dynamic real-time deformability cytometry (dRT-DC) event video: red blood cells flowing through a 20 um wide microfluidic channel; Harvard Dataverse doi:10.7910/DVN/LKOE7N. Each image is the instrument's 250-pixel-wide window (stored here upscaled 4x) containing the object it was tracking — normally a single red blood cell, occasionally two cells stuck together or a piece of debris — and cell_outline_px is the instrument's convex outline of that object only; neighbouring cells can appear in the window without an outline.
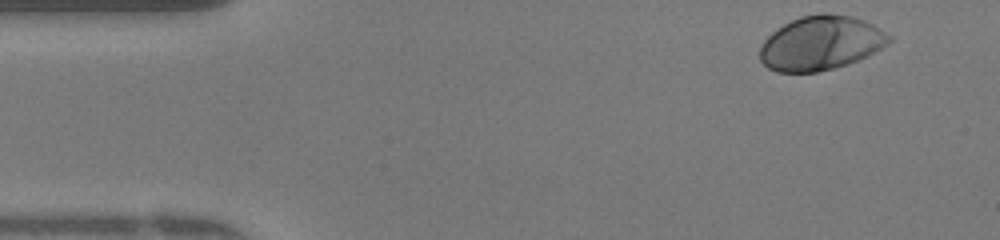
{"species": "human", "species_latin": "Homo sapiens", "temperature_condition": "warm", "stored_images_in_passage": 45, "camera_frame_rate_fps": 3000, "um_per_image_px": 0.085, "donor": {"sex": "female"}, "frame": {"image": 1, "passage_image": 1, "time_ms": 0.0, "image_size_px": [1000, 240], "cell_outline_px": [[892, 40], [888, 44], [868, 56], [848, 64], [816, 72], [776, 72], [768, 68], [760, 60], [760, 48], [764, 40], [772, 32], [784, 24], [800, 16], [820, 12], [828, 12], [852, 16], [864, 20], [872, 24], [892, 36]], "centroid_in_image_um": [69.78, 3.65], "position_along_channel_um": 15.2, "area_um2": 40.98}}
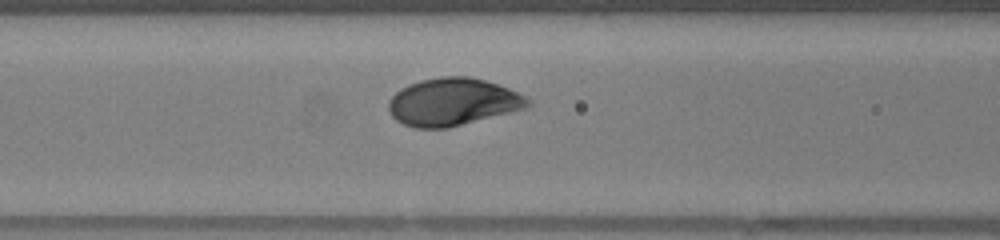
{"frame": {"image": 2, "passage_image": 16, "time_ms": 5.0, "image_size_px": [1000, 240], "cell_outline_px": [[532, 104], [528, 108], [448, 128], [416, 128], [404, 124], [396, 120], [388, 112], [388, 100], [400, 88], [408, 84], [420, 80], [440, 76], [468, 76], [484, 80], [508, 88], [532, 100]], "centroid_in_image_um": [38.48, 8.67], "position_along_channel_um": 128.1, "area_um2": 38.78}}
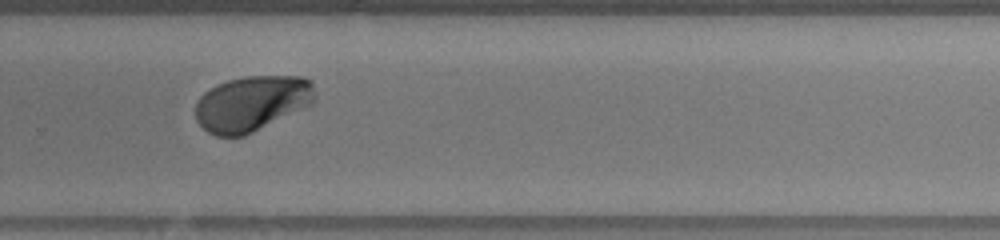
{"frame": {"image": 3, "passage_image": 29, "time_ms": 9.333, "image_size_px": [1000, 240], "cell_outline_px": [[316, 100], [312, 104], [244, 136], [216, 136], [208, 132], [196, 120], [196, 104], [200, 96], [204, 92], [216, 84], [228, 80], [248, 76], [304, 76], [312, 80], [316, 96]], "centroid_in_image_um": [21.43, 8.77], "position_along_channel_um": 308.4, "area_um2": 38.67}, "authors_computed_cell_mechanics": {"area_um2": 38.3214, "velocity_mm_per_s": 4.1708, "shape_relaxation_time_tau1_ms": 1.7961, "shape_relaxation_time_tau2_ms": null, "deformation_change_tau1": 0.1502, "deformation_change_tau2": null}}